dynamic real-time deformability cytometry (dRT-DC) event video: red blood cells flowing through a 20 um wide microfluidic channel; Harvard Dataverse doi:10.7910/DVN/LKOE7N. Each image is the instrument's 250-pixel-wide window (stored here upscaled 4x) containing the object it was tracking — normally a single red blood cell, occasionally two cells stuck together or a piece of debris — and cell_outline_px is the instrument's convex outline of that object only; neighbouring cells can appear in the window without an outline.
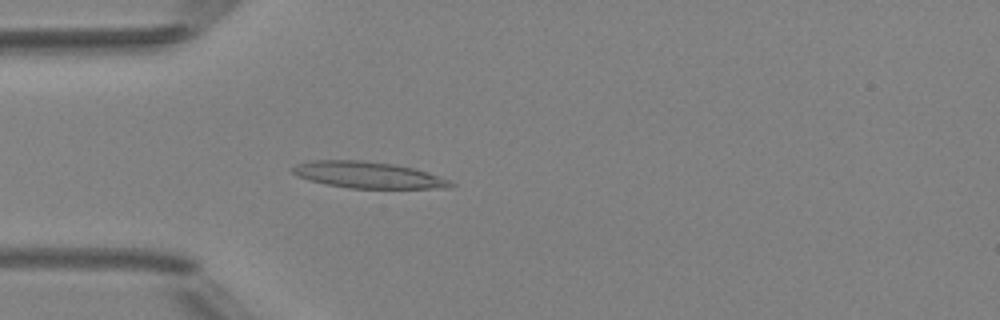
{"species": "Egyptian fruit bat (a non-hibernating species)", "species_latin": "Rousettus aegyptiacus", "temperature_condition": "room temperature", "stored_images_in_passage": 3, "camera_frame_rate_fps": 3000, "um_per_image_px": 0.085, "animal": {"sex": "female"}, "frame": {"image": 1, "passage_image": 3, "time_ms": 2.333, "image_size_px": [1000, 320], "cell_outline_px": [[456, 184], [452, 188], [348, 188], [328, 184], [296, 176], [292, 172], [292, 168], [296, 164], [312, 160], [360, 160], [392, 164], [412, 168], [448, 180]], "centroid_in_image_um": [31.25, 14.87], "position_along_channel_um": 53.7, "area_um2": 23.93}}